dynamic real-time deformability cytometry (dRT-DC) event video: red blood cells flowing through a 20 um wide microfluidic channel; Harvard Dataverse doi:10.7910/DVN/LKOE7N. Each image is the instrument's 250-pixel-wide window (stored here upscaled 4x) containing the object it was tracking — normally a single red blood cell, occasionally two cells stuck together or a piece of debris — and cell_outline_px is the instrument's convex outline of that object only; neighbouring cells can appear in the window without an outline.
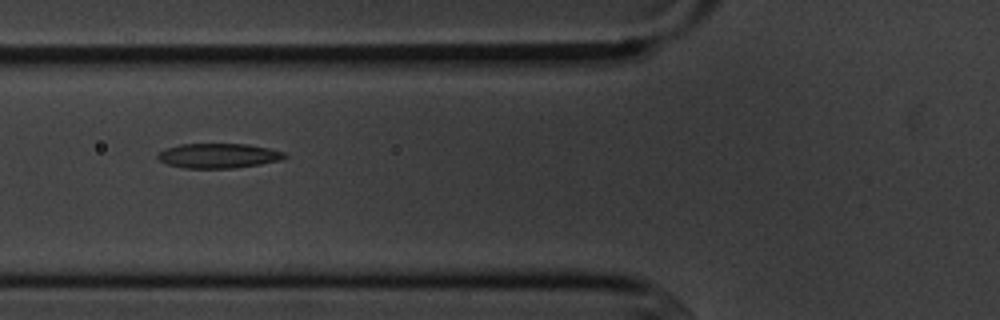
{"species": "common noctule bat (a hibernating species)", "species_latin": "Nyctalus noctula", "temperature_condition": "cold", "stored_images_in_passage": 12, "camera_frame_rate_fps": 3000, "um_per_image_px": 0.085, "animal": {"sex": "male", "body_mass_g": 20.1, "forearm_length_mm": 53.5}, "frame": {"image": 1, "passage_image": 3, "time_ms": 2.333, "image_size_px": [1000, 320], "cell_outline_px": [[288, 156], [284, 160], [236, 168], [184, 168], [168, 164], [160, 160], [156, 156], [156, 152], [164, 148], [180, 144], [248, 144], [268, 148], [284, 152]], "centroid_in_image_um": [18.56, 13.23], "position_along_channel_um": 107.2, "area_um2": 18.5}}
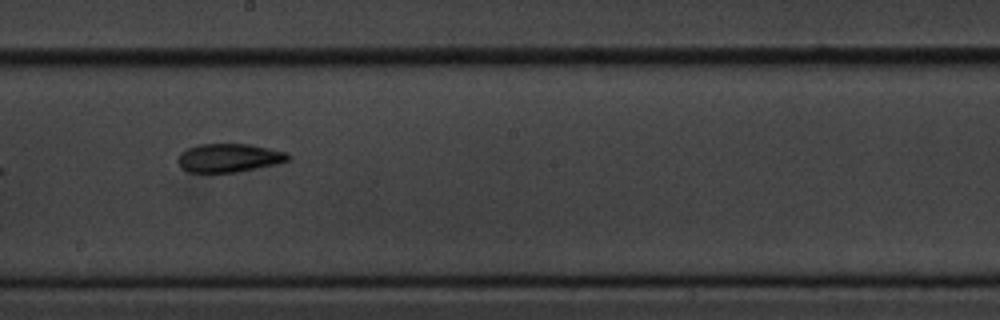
{"frame": {"image": 2, "passage_image": 6, "time_ms": 5.667, "image_size_px": [1000, 320], "cell_outline_px": [[292, 156], [288, 160], [276, 164], [236, 172], [188, 172], [180, 168], [176, 160], [180, 152], [188, 148], [200, 144], [248, 144], [288, 152]], "centroid_in_image_um": [19.44, 13.42], "position_along_channel_um": 228.8, "area_um2": 18.38}}
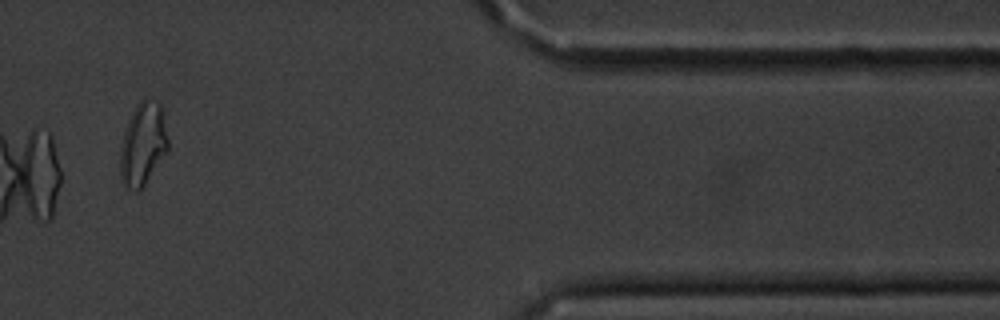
{"frame": {"image": 3, "passage_image": 10, "time_ms": 11.333, "image_size_px": [1000, 320], "cell_outline_px": [[168, 152], [144, 188], [136, 192], [132, 192], [124, 188], [120, 180], [120, 148], [124, 132], [128, 120], [136, 104], [144, 96], [160, 104], [168, 140]], "centroid_in_image_um": [12.13, 12.33], "position_along_channel_um": 399.3, "area_um2": 23.76}, "authors_computed_cell_mechanics": {"area_um2": 18.5249, "velocity_mm_per_s": 3.6302, "shape_relaxation_time_tau1_ms": null, "shape_relaxation_time_tau2_ms": 4.1256, "deformation_change_tau1": null, "deformation_change_tau2": 0.0988}}